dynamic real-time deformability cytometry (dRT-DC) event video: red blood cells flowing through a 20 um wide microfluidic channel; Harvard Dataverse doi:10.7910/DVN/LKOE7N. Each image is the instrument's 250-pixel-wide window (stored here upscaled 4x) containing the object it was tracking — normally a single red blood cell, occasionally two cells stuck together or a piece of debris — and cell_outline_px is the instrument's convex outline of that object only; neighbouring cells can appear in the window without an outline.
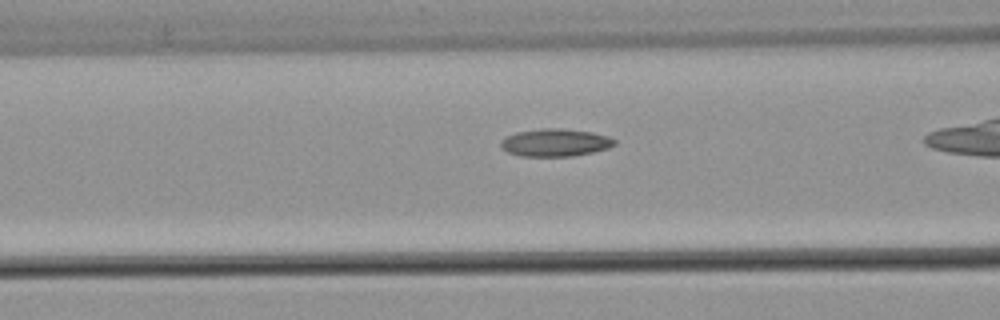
{"species": "common noctule bat (a hibernating species)", "species_latin": "Nyctalus noctula", "temperature_condition": "warm", "stored_images_in_passage": 36, "camera_frame_rate_fps": 3000, "um_per_image_px": 0.085, "animal": {"sex": "male", "body_mass_g": 21.5, "forearm_length_mm": 52.0}, "frame": {"image": 1, "passage_image": 16, "time_ms": 5.0, "image_size_px": [1000, 320], "cell_outline_px": [[616, 144], [608, 148], [592, 152], [572, 156], [520, 156], [508, 152], [500, 148], [500, 140], [516, 132], [540, 128], [560, 128], [592, 132], [608, 136], [616, 140]], "centroid_in_image_um": [47.18, 12.11], "position_along_channel_um": 119.4, "area_um2": 18.38}}